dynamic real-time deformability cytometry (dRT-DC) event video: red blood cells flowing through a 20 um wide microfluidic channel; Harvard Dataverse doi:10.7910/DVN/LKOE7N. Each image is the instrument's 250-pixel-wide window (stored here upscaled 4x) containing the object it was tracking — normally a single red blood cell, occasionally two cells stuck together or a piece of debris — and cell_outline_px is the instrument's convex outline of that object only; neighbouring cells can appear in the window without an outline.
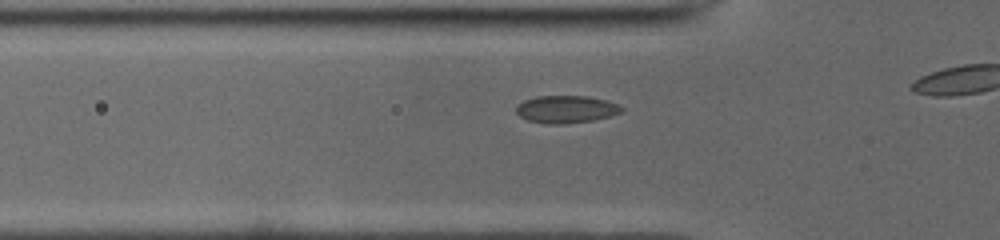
{"species": "common noctule bat (a hibernating species)", "species_latin": "Nyctalus noctula", "temperature_condition": "cold", "stored_images_in_passage": 13, "camera_frame_rate_fps": 3000, "um_per_image_px": 0.085, "animal": {"sex": "male", "body_mass_g": 19.0, "forearm_length_mm": 50.8}, "frame": {"image": 1, "passage_image": 8, "time_ms": 2.333, "image_size_px": [1000, 240], "cell_outline_px": [[624, 108], [620, 112], [612, 116], [592, 120], [564, 124], [548, 124], [528, 120], [520, 116], [516, 112], [516, 104], [524, 100], [536, 96], [588, 96], [604, 100], [616, 104]], "centroid_in_image_um": [48.08, 9.29], "position_along_channel_um": 77.7, "area_um2": 16.82}}
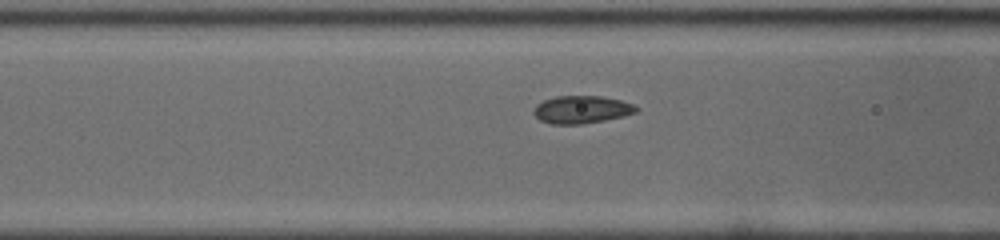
{"frame": {"image": 2, "passage_image": 11, "time_ms": 3.333, "image_size_px": [1000, 240], "cell_outline_px": [[640, 108], [636, 112], [604, 120], [580, 124], [552, 124], [540, 120], [532, 112], [536, 104], [544, 100], [556, 96], [600, 96], [620, 100], [632, 104]], "centroid_in_image_um": [49.4, 9.31], "position_along_channel_um": 117.2, "area_um2": 16.36}}